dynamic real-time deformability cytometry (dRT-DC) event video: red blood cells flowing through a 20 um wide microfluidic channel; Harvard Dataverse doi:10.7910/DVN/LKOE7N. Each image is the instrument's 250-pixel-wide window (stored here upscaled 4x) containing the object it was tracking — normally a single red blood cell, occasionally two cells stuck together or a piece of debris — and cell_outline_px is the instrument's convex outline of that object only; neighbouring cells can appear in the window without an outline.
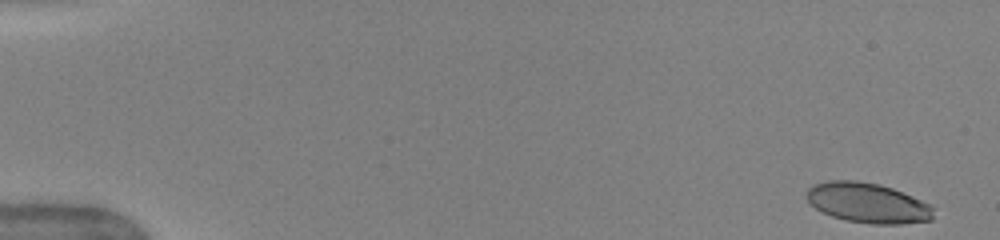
{"species": "human", "species_latin": "Homo sapiens", "temperature_condition": "warm", "stored_images_in_passage": 50, "camera_frame_rate_fps": 3000, "um_per_image_px": 0.085, "donor": {"sex": "female"}, "frame": {"image": 1, "passage_image": 1, "time_ms": 0.0, "image_size_px": [1000, 240], "cell_outline_px": [[932, 220], [900, 224], [872, 224], [844, 220], [832, 216], [816, 208], [804, 196], [804, 192], [808, 188], [816, 184], [828, 180], [856, 180], [880, 184], [892, 188], [912, 196], [928, 204], [932, 208]], "centroid_in_image_um": [73.71, 17.24], "position_along_channel_um": 11.3, "area_um2": 29.54}}
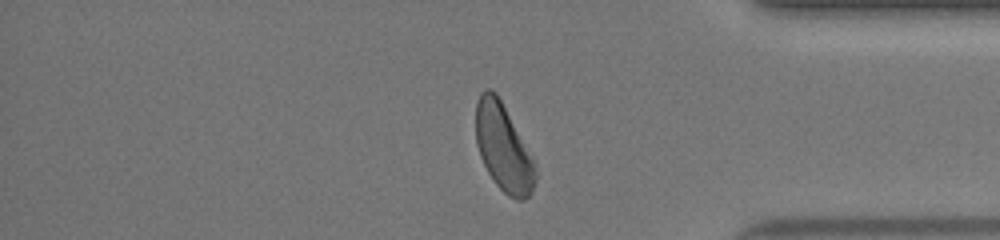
{"frame": {"image": 2, "passage_image": 42, "time_ms": 13.667, "image_size_px": [1000, 240], "cell_outline_px": [[536, 180], [532, 192], [524, 200], [516, 200], [508, 196], [496, 184], [488, 172], [480, 156], [476, 144], [476, 104], [480, 92], [488, 88], [492, 88], [496, 92], [536, 160]], "centroid_in_image_um": [42.81, 12.55], "position_along_channel_um": 392.4, "area_um2": 30.69}}
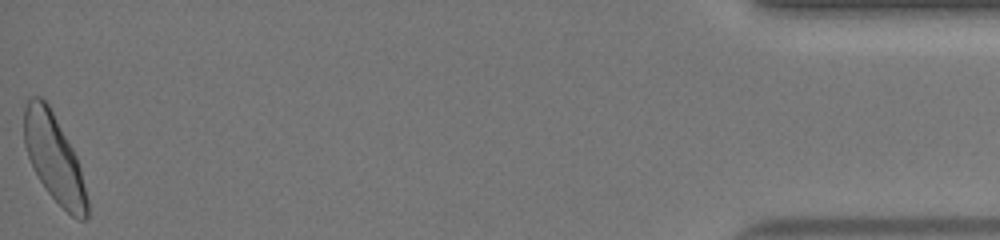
{"frame": {"image": 3, "passage_image": 50, "time_ms": 16.333, "image_size_px": [1000, 240], "cell_outline_px": [[88, 216], [84, 220], [80, 220], [72, 216], [48, 192], [40, 180], [28, 156], [24, 144], [24, 108], [28, 100], [32, 96], [40, 96], [48, 104], [72, 148], [76, 156], [80, 168], [88, 200]], "centroid_in_image_um": [4.6, 13.43], "position_along_channel_um": 430.6, "area_um2": 31.56}, "authors_computed_cell_mechanics": {"area_um2": 31.7033, "velocity_mm_per_s": 4.0334, "shape_relaxation_time_tau1_ms": 3.2372, "shape_relaxation_time_tau2_ms": 0.7497, "deformation_change_tau1": 0.1571, "deformation_change_tau2": 0.0682}}